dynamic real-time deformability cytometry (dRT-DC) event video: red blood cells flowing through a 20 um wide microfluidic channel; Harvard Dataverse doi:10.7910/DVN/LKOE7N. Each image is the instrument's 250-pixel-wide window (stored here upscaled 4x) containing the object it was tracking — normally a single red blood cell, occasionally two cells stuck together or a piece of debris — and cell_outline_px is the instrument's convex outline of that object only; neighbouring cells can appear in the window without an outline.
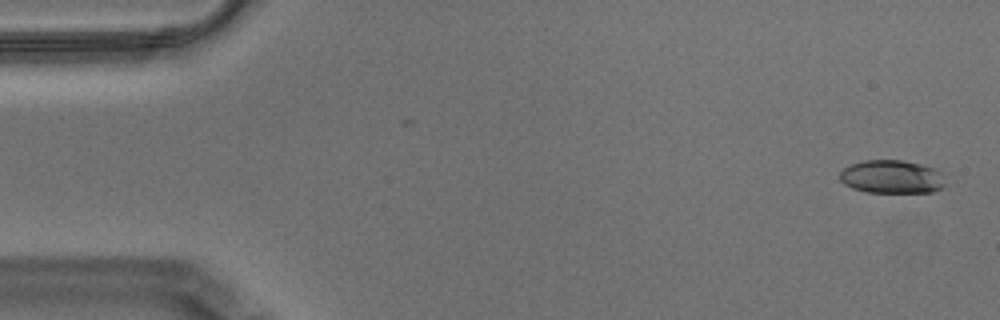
{"species": "Egyptian fruit bat (a non-hibernating species)", "species_latin": "Rousettus aegyptiacus", "temperature_condition": "warm", "stored_images_in_passage": 57, "camera_frame_rate_fps": 3000, "um_per_image_px": 0.085, "animal": {"sex": "male"}, "frame": {"image": 1, "passage_image": 2, "time_ms": 0.333, "image_size_px": [1000, 320], "cell_outline_px": [[944, 188], [932, 192], [868, 192], [852, 188], [844, 184], [840, 180], [840, 172], [844, 168], [852, 164], [864, 160], [900, 160], [920, 164], [932, 168], [940, 172], [944, 184]], "centroid_in_image_um": [75.78, 15.03], "position_along_channel_um": 9.2, "area_um2": 20.29}}
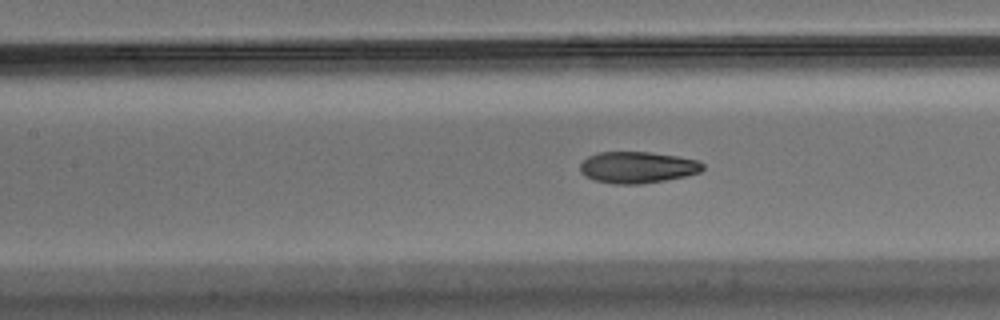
{"frame": {"image": 2, "passage_image": 25, "time_ms": 8.0, "image_size_px": [1000, 320], "cell_outline_px": [[704, 168], [700, 172], [684, 176], [664, 180], [640, 184], [616, 184], [596, 180], [584, 176], [580, 172], [580, 164], [588, 156], [596, 152], [648, 152], [676, 156], [696, 160], [704, 164]], "centroid_in_image_um": [54.15, 14.22], "position_along_channel_um": 153.2, "area_um2": 22.37}}
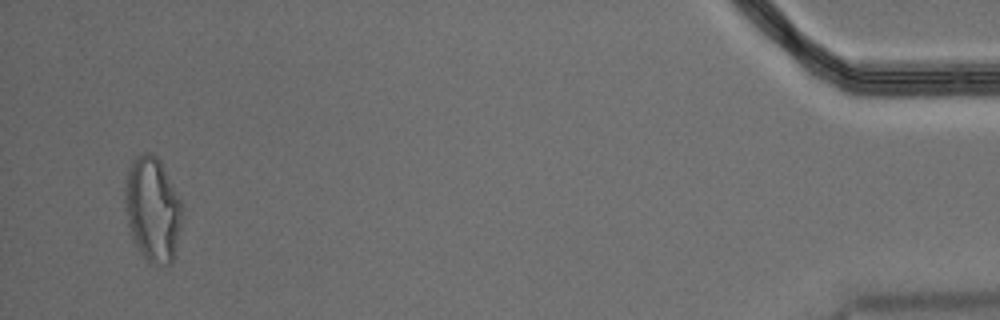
{"frame": {"image": 3, "passage_image": 55, "time_ms": 18.0, "image_size_px": [1000, 320], "cell_outline_px": [[184, 208], [180, 228], [172, 264], [152, 264], [144, 256], [132, 240], [128, 224], [124, 196], [124, 188], [128, 172], [132, 160], [140, 152], [152, 152], [160, 160]], "centroid_in_image_um": [12.97, 17.77], "position_along_channel_um": 422.2, "area_um2": 34.85}, "authors_computed_cell_mechanics": {"area_um2": 22.6576, "velocity_mm_per_s": 3.5127, "shape_relaxation_time_tau1_ms": null, "shape_relaxation_time_tau2_ms": 1.3756, "deformation_change_tau1": null, "deformation_change_tau2": 0.0699}}